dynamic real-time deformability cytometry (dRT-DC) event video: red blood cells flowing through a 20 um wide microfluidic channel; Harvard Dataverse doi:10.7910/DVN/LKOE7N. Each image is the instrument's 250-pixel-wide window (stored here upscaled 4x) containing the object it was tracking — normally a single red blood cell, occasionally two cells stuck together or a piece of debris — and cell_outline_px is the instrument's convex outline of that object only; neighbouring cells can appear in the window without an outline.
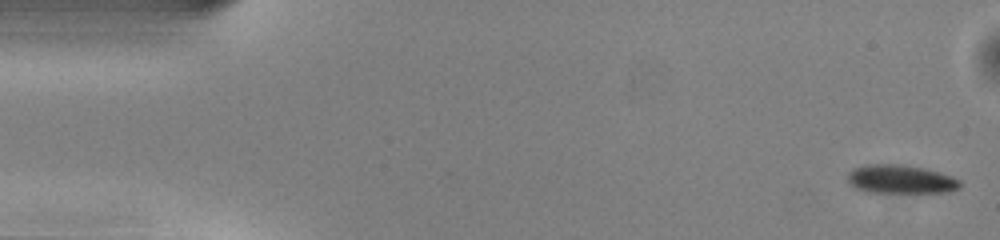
{"species": "common noctule bat (a hibernating species)", "species_latin": "Nyctalus noctula", "temperature_condition": "warm", "stored_images_in_passage": 50, "camera_frame_rate_fps": 3000, "um_per_image_px": 0.085, "animal": {"sex": "male", "body_mass_g": 13.0, "forearm_length_mm": 53.1}, "frame": {"image": 1, "passage_image": 1, "time_ms": 0.0, "image_size_px": [1000, 240], "cell_outline_px": [[960, 188], [948, 192], [868, 192], [856, 188], [848, 180], [848, 172], [856, 168], [868, 164], [900, 164], [924, 168], [940, 172], [952, 176], [960, 180]], "centroid_in_image_um": [76.59, 15.23], "position_along_channel_um": 8.4, "area_um2": 18.61}}
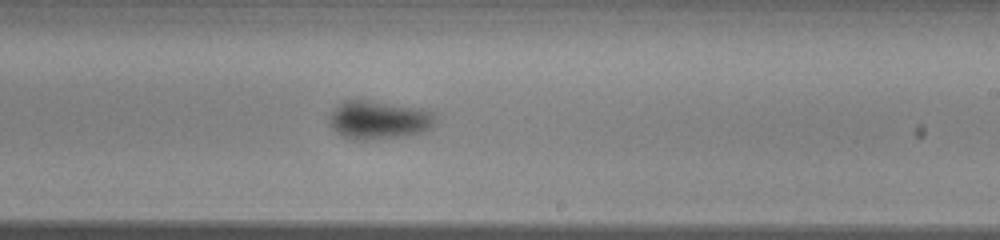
{"frame": {"image": 2, "passage_image": 29, "time_ms": 9.333, "image_size_px": [1000, 240], "cell_outline_px": [[436, 120], [432, 128], [424, 132], [404, 136], [368, 140], [352, 140], [336, 132], [328, 124], [328, 116], [344, 100], [364, 100], [416, 108], [432, 112]], "centroid_in_image_um": [32.17, 10.22], "position_along_channel_um": 256.8, "area_um2": 23.58}}
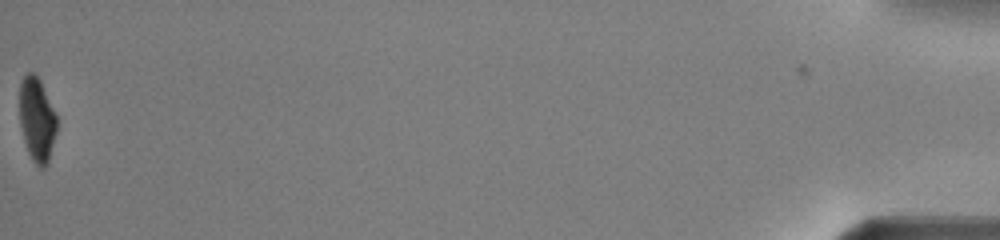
{"frame": {"image": 3, "passage_image": 50, "time_ms": 16.333, "image_size_px": [1000, 240], "cell_outline_px": [[56, 132], [48, 160], [44, 168], [40, 168], [32, 160], [28, 152], [24, 140], [20, 124], [20, 80], [28, 72], [32, 72], [40, 80], [56, 112]], "centroid_in_image_um": [3.13, 10.14], "position_along_channel_um": 432.1, "area_um2": 18.09}, "authors_computed_cell_mechanics": {"area_um2": 21.5594, "velocity_mm_per_s": 4.0746, "shape_relaxation_time_tau1_ms": 2.1526, "shape_relaxation_time_tau2_ms": null, "deformation_change_tau1": 0.1143, "deformation_change_tau2": null}}